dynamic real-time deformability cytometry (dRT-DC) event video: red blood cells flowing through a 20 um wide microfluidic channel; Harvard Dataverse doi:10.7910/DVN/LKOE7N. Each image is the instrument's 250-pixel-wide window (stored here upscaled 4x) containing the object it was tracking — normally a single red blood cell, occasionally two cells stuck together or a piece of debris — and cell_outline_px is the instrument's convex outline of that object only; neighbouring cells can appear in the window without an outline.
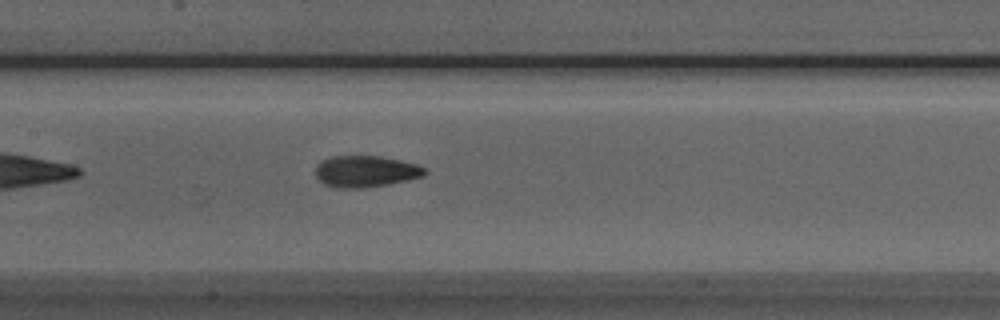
{"species": "Egyptian fruit bat (a non-hibernating species)", "species_latin": "Rousettus aegyptiacus", "temperature_condition": "room temperature", "stored_images_in_passage": 35, "camera_frame_rate_fps": 3000, "um_per_image_px": 0.085, "animal": {"sex": "male"}, "frame": {"image": 1, "passage_image": 10, "time_ms": 3.0, "image_size_px": [1000, 320], "cell_outline_px": [[428, 172], [424, 176], [408, 180], [388, 184], [364, 188], [336, 188], [324, 184], [316, 176], [316, 164], [332, 156], [380, 156], [400, 160], [416, 164], [424, 168]], "centroid_in_image_um": [31.09, 14.57], "position_along_channel_um": 176.3, "area_um2": 20.06}}
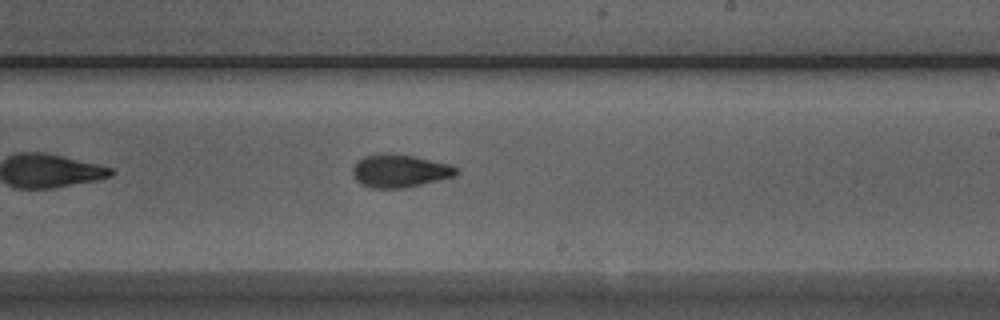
{"frame": {"image": 2, "passage_image": 16, "time_ms": 5.0, "image_size_px": [1000, 320], "cell_outline_px": [[460, 172], [456, 176], [404, 188], [372, 188], [360, 184], [356, 180], [352, 172], [352, 168], [356, 160], [364, 156], [376, 152], [392, 152], [412, 156], [448, 164], [456, 168]], "centroid_in_image_um": [33.92, 14.51], "position_along_channel_um": 255.1, "area_um2": 20.17}}
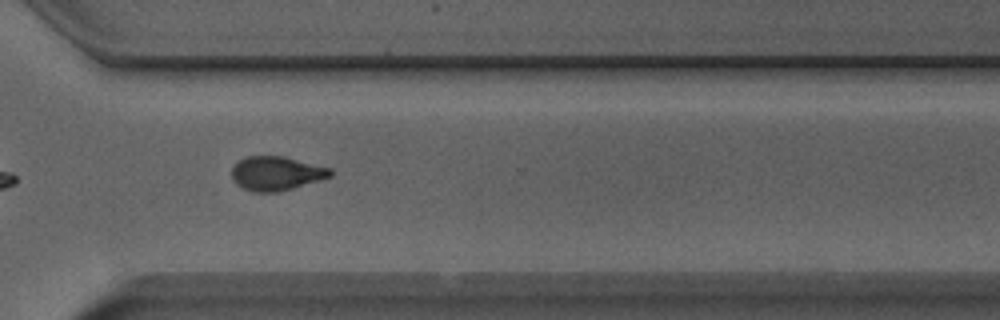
{"frame": {"image": 3, "passage_image": 23, "time_ms": 7.333, "image_size_px": [1000, 320], "cell_outline_px": [[332, 176], [276, 192], [252, 192], [236, 184], [232, 180], [232, 168], [240, 160], [248, 156], [284, 156], [332, 168]], "centroid_in_image_um": [23.47, 14.73], "position_along_channel_um": 347.1, "area_um2": 19.36}, "authors_computed_cell_mechanics": {"area_um2": 19.8254, "velocity_mm_per_s": 3.9485, "shape_relaxation_time_tau1_ms": 3.6839, "shape_relaxation_time_tau2_ms": 2.2543, "deformation_change_tau1": 0.1304, "deformation_change_tau2": 0.0794}}